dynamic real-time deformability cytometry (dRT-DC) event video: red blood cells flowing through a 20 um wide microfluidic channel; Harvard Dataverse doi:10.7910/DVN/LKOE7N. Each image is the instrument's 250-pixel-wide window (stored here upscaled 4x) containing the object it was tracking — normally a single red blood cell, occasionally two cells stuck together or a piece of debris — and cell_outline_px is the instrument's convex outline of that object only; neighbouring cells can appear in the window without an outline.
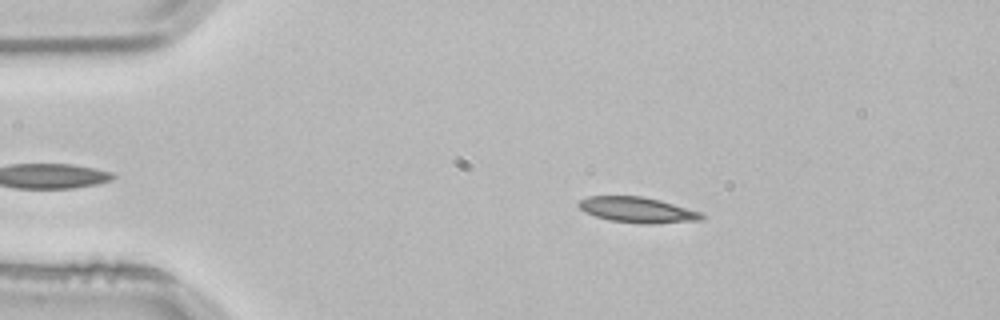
{"species": "common noctule bat (a hibernating species)", "species_latin": "Nyctalus noctula", "temperature_condition": "room temperature", "stored_images_in_passage": 4, "camera_frame_rate_fps": 3000, "um_per_image_px": 0.085, "animal": {"sex": "male", "body_mass_g": 21.5, "forearm_length_mm": 52.0}, "frame": {"image": 1, "passage_image": 3, "time_ms": 0.667, "image_size_px": [1000, 320], "cell_outline_px": [[708, 216], [700, 220], [652, 224], [648, 224], [612, 220], [596, 216], [584, 212], [576, 204], [580, 200], [588, 196], [640, 196], [660, 200], [700, 212]], "centroid_in_image_um": [54.18, 17.83], "position_along_channel_um": 30.8, "area_um2": 18.15}}